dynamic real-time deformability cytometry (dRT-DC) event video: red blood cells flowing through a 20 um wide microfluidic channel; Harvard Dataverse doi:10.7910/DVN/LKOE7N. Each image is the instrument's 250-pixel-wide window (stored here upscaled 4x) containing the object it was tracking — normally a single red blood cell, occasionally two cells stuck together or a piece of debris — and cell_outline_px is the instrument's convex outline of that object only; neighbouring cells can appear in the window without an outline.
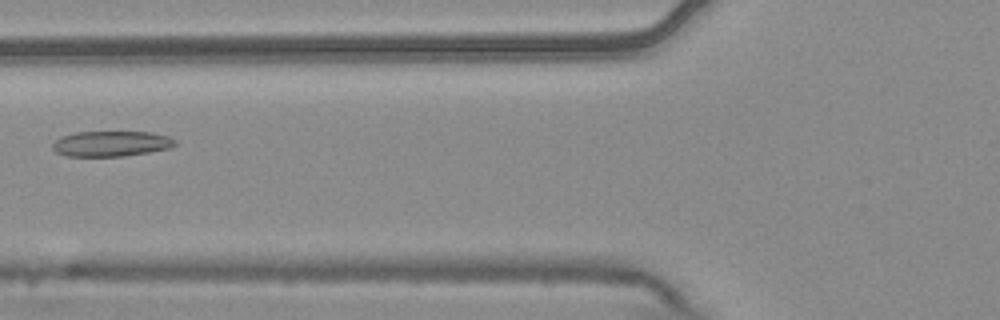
{"species": "common noctule bat (a hibernating species)", "species_latin": "Nyctalus noctula", "temperature_condition": "warm", "stored_images_in_passage": 3, "camera_frame_rate_fps": 3000, "um_per_image_px": 0.085, "animal": {"sex": "male", "body_mass_g": 20.4}, "frame": {"image": 1, "passage_image": 3, "time_ms": 0.667, "image_size_px": [1000, 320], "cell_outline_px": [[176, 144], [168, 148], [148, 152], [124, 156], [68, 156], [56, 152], [52, 148], [52, 144], [56, 140], [64, 136], [76, 132], [152, 132], [168, 136], [176, 140]], "centroid_in_image_um": [9.46, 12.21], "position_along_channel_um": 116.3, "area_um2": 17.98}}